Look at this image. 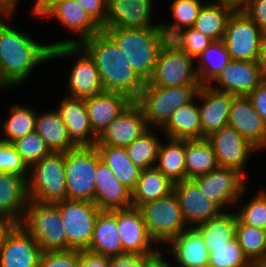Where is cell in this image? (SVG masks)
<instances>
[{
    "instance_id": "cell-1",
    "label": "cell",
    "mask_w": 266,
    "mask_h": 267,
    "mask_svg": "<svg viewBox=\"0 0 266 267\" xmlns=\"http://www.w3.org/2000/svg\"><path fill=\"white\" fill-rule=\"evenodd\" d=\"M94 60L104 91L118 92L136 101L145 82L133 70L122 50L104 32L79 44Z\"/></svg>"
},
{
    "instance_id": "cell-2",
    "label": "cell",
    "mask_w": 266,
    "mask_h": 267,
    "mask_svg": "<svg viewBox=\"0 0 266 267\" xmlns=\"http://www.w3.org/2000/svg\"><path fill=\"white\" fill-rule=\"evenodd\" d=\"M47 60H51L48 44L36 42L27 33L15 30L0 19L1 88L25 82L34 68Z\"/></svg>"
},
{
    "instance_id": "cell-3",
    "label": "cell",
    "mask_w": 266,
    "mask_h": 267,
    "mask_svg": "<svg viewBox=\"0 0 266 267\" xmlns=\"http://www.w3.org/2000/svg\"><path fill=\"white\" fill-rule=\"evenodd\" d=\"M102 31L117 44L133 70L147 83L154 73L159 51L168 40L161 27L102 28Z\"/></svg>"
},
{
    "instance_id": "cell-4",
    "label": "cell",
    "mask_w": 266,
    "mask_h": 267,
    "mask_svg": "<svg viewBox=\"0 0 266 267\" xmlns=\"http://www.w3.org/2000/svg\"><path fill=\"white\" fill-rule=\"evenodd\" d=\"M20 225L37 242L42 253L67 250L62 216L55 204L29 201Z\"/></svg>"
},
{
    "instance_id": "cell-5",
    "label": "cell",
    "mask_w": 266,
    "mask_h": 267,
    "mask_svg": "<svg viewBox=\"0 0 266 267\" xmlns=\"http://www.w3.org/2000/svg\"><path fill=\"white\" fill-rule=\"evenodd\" d=\"M29 201L56 204L66 200L64 153L51 152L29 169Z\"/></svg>"
},
{
    "instance_id": "cell-6",
    "label": "cell",
    "mask_w": 266,
    "mask_h": 267,
    "mask_svg": "<svg viewBox=\"0 0 266 267\" xmlns=\"http://www.w3.org/2000/svg\"><path fill=\"white\" fill-rule=\"evenodd\" d=\"M201 85L152 87L147 83L135 101L143 110L147 127H163L174 111L191 102Z\"/></svg>"
},
{
    "instance_id": "cell-7",
    "label": "cell",
    "mask_w": 266,
    "mask_h": 267,
    "mask_svg": "<svg viewBox=\"0 0 266 267\" xmlns=\"http://www.w3.org/2000/svg\"><path fill=\"white\" fill-rule=\"evenodd\" d=\"M99 161L95 146H78L64 153L67 200L94 202L95 172Z\"/></svg>"
},
{
    "instance_id": "cell-8",
    "label": "cell",
    "mask_w": 266,
    "mask_h": 267,
    "mask_svg": "<svg viewBox=\"0 0 266 267\" xmlns=\"http://www.w3.org/2000/svg\"><path fill=\"white\" fill-rule=\"evenodd\" d=\"M147 231L155 243L168 244L189 228L184 221L178 198L174 191L138 207Z\"/></svg>"
},
{
    "instance_id": "cell-9",
    "label": "cell",
    "mask_w": 266,
    "mask_h": 267,
    "mask_svg": "<svg viewBox=\"0 0 266 267\" xmlns=\"http://www.w3.org/2000/svg\"><path fill=\"white\" fill-rule=\"evenodd\" d=\"M194 61L186 52L167 40L159 51L154 73L147 84L152 87L201 85Z\"/></svg>"
},
{
    "instance_id": "cell-10",
    "label": "cell",
    "mask_w": 266,
    "mask_h": 267,
    "mask_svg": "<svg viewBox=\"0 0 266 267\" xmlns=\"http://www.w3.org/2000/svg\"><path fill=\"white\" fill-rule=\"evenodd\" d=\"M61 213L67 236V250L89 248L99 207L91 201L64 200L55 204Z\"/></svg>"
},
{
    "instance_id": "cell-11",
    "label": "cell",
    "mask_w": 266,
    "mask_h": 267,
    "mask_svg": "<svg viewBox=\"0 0 266 267\" xmlns=\"http://www.w3.org/2000/svg\"><path fill=\"white\" fill-rule=\"evenodd\" d=\"M76 54L79 58L69 74L68 97L86 99L104 92L94 60L80 45H62L51 49V59L69 58Z\"/></svg>"
},
{
    "instance_id": "cell-12",
    "label": "cell",
    "mask_w": 266,
    "mask_h": 267,
    "mask_svg": "<svg viewBox=\"0 0 266 267\" xmlns=\"http://www.w3.org/2000/svg\"><path fill=\"white\" fill-rule=\"evenodd\" d=\"M263 34L238 7L228 19L223 38L231 60L256 62Z\"/></svg>"
},
{
    "instance_id": "cell-13",
    "label": "cell",
    "mask_w": 266,
    "mask_h": 267,
    "mask_svg": "<svg viewBox=\"0 0 266 267\" xmlns=\"http://www.w3.org/2000/svg\"><path fill=\"white\" fill-rule=\"evenodd\" d=\"M207 199L222 210L240 201L246 191L245 177L232 168L217 167L213 171L192 179ZM224 208V209H223Z\"/></svg>"
},
{
    "instance_id": "cell-14",
    "label": "cell",
    "mask_w": 266,
    "mask_h": 267,
    "mask_svg": "<svg viewBox=\"0 0 266 267\" xmlns=\"http://www.w3.org/2000/svg\"><path fill=\"white\" fill-rule=\"evenodd\" d=\"M219 167L232 168L244 175V166L252 152L258 151L251 143L229 125L207 137Z\"/></svg>"
},
{
    "instance_id": "cell-15",
    "label": "cell",
    "mask_w": 266,
    "mask_h": 267,
    "mask_svg": "<svg viewBox=\"0 0 266 267\" xmlns=\"http://www.w3.org/2000/svg\"><path fill=\"white\" fill-rule=\"evenodd\" d=\"M173 191L178 198L182 216L188 227H195L224 212L217 204L202 194L192 179L174 183Z\"/></svg>"
},
{
    "instance_id": "cell-16",
    "label": "cell",
    "mask_w": 266,
    "mask_h": 267,
    "mask_svg": "<svg viewBox=\"0 0 266 267\" xmlns=\"http://www.w3.org/2000/svg\"><path fill=\"white\" fill-rule=\"evenodd\" d=\"M45 18H55L70 32L79 36L78 41L67 39L49 44L53 49L62 45H79L102 31V28L81 8L75 0H65L54 7Z\"/></svg>"
},
{
    "instance_id": "cell-17",
    "label": "cell",
    "mask_w": 266,
    "mask_h": 267,
    "mask_svg": "<svg viewBox=\"0 0 266 267\" xmlns=\"http://www.w3.org/2000/svg\"><path fill=\"white\" fill-rule=\"evenodd\" d=\"M148 129L142 108L133 101L103 130L95 145L126 147Z\"/></svg>"
},
{
    "instance_id": "cell-18",
    "label": "cell",
    "mask_w": 266,
    "mask_h": 267,
    "mask_svg": "<svg viewBox=\"0 0 266 267\" xmlns=\"http://www.w3.org/2000/svg\"><path fill=\"white\" fill-rule=\"evenodd\" d=\"M265 79L257 62L231 60L209 85L236 96H247ZM213 82L218 83L219 87L213 85Z\"/></svg>"
},
{
    "instance_id": "cell-19",
    "label": "cell",
    "mask_w": 266,
    "mask_h": 267,
    "mask_svg": "<svg viewBox=\"0 0 266 267\" xmlns=\"http://www.w3.org/2000/svg\"><path fill=\"white\" fill-rule=\"evenodd\" d=\"M235 96L213 89L210 85H201L196 97L199 102L202 101L198 108L203 138L209 137L227 125L231 103Z\"/></svg>"
},
{
    "instance_id": "cell-20",
    "label": "cell",
    "mask_w": 266,
    "mask_h": 267,
    "mask_svg": "<svg viewBox=\"0 0 266 267\" xmlns=\"http://www.w3.org/2000/svg\"><path fill=\"white\" fill-rule=\"evenodd\" d=\"M117 227L123 253L152 255L158 251L159 248H151L155 241L149 235L138 208L117 210Z\"/></svg>"
},
{
    "instance_id": "cell-21",
    "label": "cell",
    "mask_w": 266,
    "mask_h": 267,
    "mask_svg": "<svg viewBox=\"0 0 266 267\" xmlns=\"http://www.w3.org/2000/svg\"><path fill=\"white\" fill-rule=\"evenodd\" d=\"M227 125L234 128L257 150L266 148V123L247 96H235Z\"/></svg>"
},
{
    "instance_id": "cell-22",
    "label": "cell",
    "mask_w": 266,
    "mask_h": 267,
    "mask_svg": "<svg viewBox=\"0 0 266 267\" xmlns=\"http://www.w3.org/2000/svg\"><path fill=\"white\" fill-rule=\"evenodd\" d=\"M41 254L37 242L17 224L0 248V267H39Z\"/></svg>"
},
{
    "instance_id": "cell-23",
    "label": "cell",
    "mask_w": 266,
    "mask_h": 267,
    "mask_svg": "<svg viewBox=\"0 0 266 267\" xmlns=\"http://www.w3.org/2000/svg\"><path fill=\"white\" fill-rule=\"evenodd\" d=\"M153 0H108L107 19L102 28L142 29L152 25Z\"/></svg>"
},
{
    "instance_id": "cell-24",
    "label": "cell",
    "mask_w": 266,
    "mask_h": 267,
    "mask_svg": "<svg viewBox=\"0 0 266 267\" xmlns=\"http://www.w3.org/2000/svg\"><path fill=\"white\" fill-rule=\"evenodd\" d=\"M94 203L101 211H113L133 207L131 191L124 186L110 168L101 160L95 172Z\"/></svg>"
},
{
    "instance_id": "cell-25",
    "label": "cell",
    "mask_w": 266,
    "mask_h": 267,
    "mask_svg": "<svg viewBox=\"0 0 266 267\" xmlns=\"http://www.w3.org/2000/svg\"><path fill=\"white\" fill-rule=\"evenodd\" d=\"M57 112L64 122L72 142L78 146H94L98 136L93 132L85 99L64 97Z\"/></svg>"
},
{
    "instance_id": "cell-26",
    "label": "cell",
    "mask_w": 266,
    "mask_h": 267,
    "mask_svg": "<svg viewBox=\"0 0 266 267\" xmlns=\"http://www.w3.org/2000/svg\"><path fill=\"white\" fill-rule=\"evenodd\" d=\"M128 96L118 92L104 91L85 99L90 126L99 136L131 103Z\"/></svg>"
},
{
    "instance_id": "cell-27",
    "label": "cell",
    "mask_w": 266,
    "mask_h": 267,
    "mask_svg": "<svg viewBox=\"0 0 266 267\" xmlns=\"http://www.w3.org/2000/svg\"><path fill=\"white\" fill-rule=\"evenodd\" d=\"M28 202L27 179L0 172V214L20 224Z\"/></svg>"
},
{
    "instance_id": "cell-28",
    "label": "cell",
    "mask_w": 266,
    "mask_h": 267,
    "mask_svg": "<svg viewBox=\"0 0 266 267\" xmlns=\"http://www.w3.org/2000/svg\"><path fill=\"white\" fill-rule=\"evenodd\" d=\"M206 3L200 9L193 28L213 41H221L228 19L239 5L229 0H207Z\"/></svg>"
},
{
    "instance_id": "cell-29",
    "label": "cell",
    "mask_w": 266,
    "mask_h": 267,
    "mask_svg": "<svg viewBox=\"0 0 266 267\" xmlns=\"http://www.w3.org/2000/svg\"><path fill=\"white\" fill-rule=\"evenodd\" d=\"M178 267H202L209 263V252L194 227L184 230L168 243Z\"/></svg>"
},
{
    "instance_id": "cell-30",
    "label": "cell",
    "mask_w": 266,
    "mask_h": 267,
    "mask_svg": "<svg viewBox=\"0 0 266 267\" xmlns=\"http://www.w3.org/2000/svg\"><path fill=\"white\" fill-rule=\"evenodd\" d=\"M87 250L108 257L123 254L117 227V210L99 212Z\"/></svg>"
},
{
    "instance_id": "cell-31",
    "label": "cell",
    "mask_w": 266,
    "mask_h": 267,
    "mask_svg": "<svg viewBox=\"0 0 266 267\" xmlns=\"http://www.w3.org/2000/svg\"><path fill=\"white\" fill-rule=\"evenodd\" d=\"M179 107L173 112L162 130L167 138L202 139L203 131L200 122L199 108L195 100Z\"/></svg>"
},
{
    "instance_id": "cell-32",
    "label": "cell",
    "mask_w": 266,
    "mask_h": 267,
    "mask_svg": "<svg viewBox=\"0 0 266 267\" xmlns=\"http://www.w3.org/2000/svg\"><path fill=\"white\" fill-rule=\"evenodd\" d=\"M37 113L35 131L45 141L51 152H69L77 146L70 139L67 128L57 110Z\"/></svg>"
},
{
    "instance_id": "cell-33",
    "label": "cell",
    "mask_w": 266,
    "mask_h": 267,
    "mask_svg": "<svg viewBox=\"0 0 266 267\" xmlns=\"http://www.w3.org/2000/svg\"><path fill=\"white\" fill-rule=\"evenodd\" d=\"M174 183L155 167L141 170L136 186L131 191L133 207L165 197L173 192Z\"/></svg>"
},
{
    "instance_id": "cell-34",
    "label": "cell",
    "mask_w": 266,
    "mask_h": 267,
    "mask_svg": "<svg viewBox=\"0 0 266 267\" xmlns=\"http://www.w3.org/2000/svg\"><path fill=\"white\" fill-rule=\"evenodd\" d=\"M100 160L107 165L116 178L130 191L134 189L139 179V169L129 158L125 147L94 145Z\"/></svg>"
},
{
    "instance_id": "cell-35",
    "label": "cell",
    "mask_w": 266,
    "mask_h": 267,
    "mask_svg": "<svg viewBox=\"0 0 266 267\" xmlns=\"http://www.w3.org/2000/svg\"><path fill=\"white\" fill-rule=\"evenodd\" d=\"M218 162L207 138L185 139L186 179H193L216 169Z\"/></svg>"
},
{
    "instance_id": "cell-36",
    "label": "cell",
    "mask_w": 266,
    "mask_h": 267,
    "mask_svg": "<svg viewBox=\"0 0 266 267\" xmlns=\"http://www.w3.org/2000/svg\"><path fill=\"white\" fill-rule=\"evenodd\" d=\"M167 139L168 143L159 145L155 168L173 183L186 180L185 139Z\"/></svg>"
},
{
    "instance_id": "cell-37",
    "label": "cell",
    "mask_w": 266,
    "mask_h": 267,
    "mask_svg": "<svg viewBox=\"0 0 266 267\" xmlns=\"http://www.w3.org/2000/svg\"><path fill=\"white\" fill-rule=\"evenodd\" d=\"M236 213H221L219 216L200 223L194 228L201 235L206 247L226 246L235 239Z\"/></svg>"
},
{
    "instance_id": "cell-38",
    "label": "cell",
    "mask_w": 266,
    "mask_h": 267,
    "mask_svg": "<svg viewBox=\"0 0 266 267\" xmlns=\"http://www.w3.org/2000/svg\"><path fill=\"white\" fill-rule=\"evenodd\" d=\"M199 64L195 66L198 81L201 85H209L215 77L231 61L226 44L223 40L214 41L195 59Z\"/></svg>"
},
{
    "instance_id": "cell-39",
    "label": "cell",
    "mask_w": 266,
    "mask_h": 267,
    "mask_svg": "<svg viewBox=\"0 0 266 267\" xmlns=\"http://www.w3.org/2000/svg\"><path fill=\"white\" fill-rule=\"evenodd\" d=\"M235 239L251 263L266 260L265 230L243 224L237 218Z\"/></svg>"
},
{
    "instance_id": "cell-40",
    "label": "cell",
    "mask_w": 266,
    "mask_h": 267,
    "mask_svg": "<svg viewBox=\"0 0 266 267\" xmlns=\"http://www.w3.org/2000/svg\"><path fill=\"white\" fill-rule=\"evenodd\" d=\"M33 110L26 106L13 104L9 110L10 116L2 126L5 138H1L0 141L11 144L13 141L34 132L37 113Z\"/></svg>"
},
{
    "instance_id": "cell-41",
    "label": "cell",
    "mask_w": 266,
    "mask_h": 267,
    "mask_svg": "<svg viewBox=\"0 0 266 267\" xmlns=\"http://www.w3.org/2000/svg\"><path fill=\"white\" fill-rule=\"evenodd\" d=\"M161 140L149 128L125 148L130 160L141 170L155 167Z\"/></svg>"
},
{
    "instance_id": "cell-42",
    "label": "cell",
    "mask_w": 266,
    "mask_h": 267,
    "mask_svg": "<svg viewBox=\"0 0 266 267\" xmlns=\"http://www.w3.org/2000/svg\"><path fill=\"white\" fill-rule=\"evenodd\" d=\"M204 1L201 0H174L171 5L173 22L160 23L161 29L164 31L169 40L175 33L180 30L193 27L199 11Z\"/></svg>"
},
{
    "instance_id": "cell-43",
    "label": "cell",
    "mask_w": 266,
    "mask_h": 267,
    "mask_svg": "<svg viewBox=\"0 0 266 267\" xmlns=\"http://www.w3.org/2000/svg\"><path fill=\"white\" fill-rule=\"evenodd\" d=\"M206 248L209 252V263L215 267H251L252 265L236 239L227 242L226 246Z\"/></svg>"
},
{
    "instance_id": "cell-44",
    "label": "cell",
    "mask_w": 266,
    "mask_h": 267,
    "mask_svg": "<svg viewBox=\"0 0 266 267\" xmlns=\"http://www.w3.org/2000/svg\"><path fill=\"white\" fill-rule=\"evenodd\" d=\"M11 144L29 169L51 153L45 141L36 131L13 141Z\"/></svg>"
},
{
    "instance_id": "cell-45",
    "label": "cell",
    "mask_w": 266,
    "mask_h": 267,
    "mask_svg": "<svg viewBox=\"0 0 266 267\" xmlns=\"http://www.w3.org/2000/svg\"><path fill=\"white\" fill-rule=\"evenodd\" d=\"M169 41L193 59H196L206 47L214 42L193 27L178 31Z\"/></svg>"
},
{
    "instance_id": "cell-46",
    "label": "cell",
    "mask_w": 266,
    "mask_h": 267,
    "mask_svg": "<svg viewBox=\"0 0 266 267\" xmlns=\"http://www.w3.org/2000/svg\"><path fill=\"white\" fill-rule=\"evenodd\" d=\"M240 208L236 215L243 224L259 229L266 228V190H260L251 201Z\"/></svg>"
},
{
    "instance_id": "cell-47",
    "label": "cell",
    "mask_w": 266,
    "mask_h": 267,
    "mask_svg": "<svg viewBox=\"0 0 266 267\" xmlns=\"http://www.w3.org/2000/svg\"><path fill=\"white\" fill-rule=\"evenodd\" d=\"M0 172L29 178V168L10 143L0 141Z\"/></svg>"
},
{
    "instance_id": "cell-48",
    "label": "cell",
    "mask_w": 266,
    "mask_h": 267,
    "mask_svg": "<svg viewBox=\"0 0 266 267\" xmlns=\"http://www.w3.org/2000/svg\"><path fill=\"white\" fill-rule=\"evenodd\" d=\"M79 261L77 250L44 252L41 254L39 267H79Z\"/></svg>"
},
{
    "instance_id": "cell-49",
    "label": "cell",
    "mask_w": 266,
    "mask_h": 267,
    "mask_svg": "<svg viewBox=\"0 0 266 267\" xmlns=\"http://www.w3.org/2000/svg\"><path fill=\"white\" fill-rule=\"evenodd\" d=\"M239 8L263 31L266 32V0H243Z\"/></svg>"
},
{
    "instance_id": "cell-50",
    "label": "cell",
    "mask_w": 266,
    "mask_h": 267,
    "mask_svg": "<svg viewBox=\"0 0 266 267\" xmlns=\"http://www.w3.org/2000/svg\"><path fill=\"white\" fill-rule=\"evenodd\" d=\"M102 28L107 19L108 0H75Z\"/></svg>"
},
{
    "instance_id": "cell-51",
    "label": "cell",
    "mask_w": 266,
    "mask_h": 267,
    "mask_svg": "<svg viewBox=\"0 0 266 267\" xmlns=\"http://www.w3.org/2000/svg\"><path fill=\"white\" fill-rule=\"evenodd\" d=\"M149 255L123 253L109 257V267H145Z\"/></svg>"
},
{
    "instance_id": "cell-52",
    "label": "cell",
    "mask_w": 266,
    "mask_h": 267,
    "mask_svg": "<svg viewBox=\"0 0 266 267\" xmlns=\"http://www.w3.org/2000/svg\"><path fill=\"white\" fill-rule=\"evenodd\" d=\"M247 97L266 123V79L250 92Z\"/></svg>"
},
{
    "instance_id": "cell-53",
    "label": "cell",
    "mask_w": 266,
    "mask_h": 267,
    "mask_svg": "<svg viewBox=\"0 0 266 267\" xmlns=\"http://www.w3.org/2000/svg\"><path fill=\"white\" fill-rule=\"evenodd\" d=\"M79 267H109V257L89 250L79 251Z\"/></svg>"
},
{
    "instance_id": "cell-54",
    "label": "cell",
    "mask_w": 266,
    "mask_h": 267,
    "mask_svg": "<svg viewBox=\"0 0 266 267\" xmlns=\"http://www.w3.org/2000/svg\"><path fill=\"white\" fill-rule=\"evenodd\" d=\"M65 0H36L31 11L36 17H45L54 7Z\"/></svg>"
},
{
    "instance_id": "cell-55",
    "label": "cell",
    "mask_w": 266,
    "mask_h": 267,
    "mask_svg": "<svg viewBox=\"0 0 266 267\" xmlns=\"http://www.w3.org/2000/svg\"><path fill=\"white\" fill-rule=\"evenodd\" d=\"M17 223L0 214V248L4 244L6 237Z\"/></svg>"
},
{
    "instance_id": "cell-56",
    "label": "cell",
    "mask_w": 266,
    "mask_h": 267,
    "mask_svg": "<svg viewBox=\"0 0 266 267\" xmlns=\"http://www.w3.org/2000/svg\"><path fill=\"white\" fill-rule=\"evenodd\" d=\"M145 267H173V266H171V264H169L165 260L161 251L158 250L156 253L148 256Z\"/></svg>"
},
{
    "instance_id": "cell-57",
    "label": "cell",
    "mask_w": 266,
    "mask_h": 267,
    "mask_svg": "<svg viewBox=\"0 0 266 267\" xmlns=\"http://www.w3.org/2000/svg\"><path fill=\"white\" fill-rule=\"evenodd\" d=\"M256 62L263 76L266 78V32L262 36L258 58Z\"/></svg>"
},
{
    "instance_id": "cell-58",
    "label": "cell",
    "mask_w": 266,
    "mask_h": 267,
    "mask_svg": "<svg viewBox=\"0 0 266 267\" xmlns=\"http://www.w3.org/2000/svg\"><path fill=\"white\" fill-rule=\"evenodd\" d=\"M18 0H0V16L8 19L13 14Z\"/></svg>"
},
{
    "instance_id": "cell-59",
    "label": "cell",
    "mask_w": 266,
    "mask_h": 267,
    "mask_svg": "<svg viewBox=\"0 0 266 267\" xmlns=\"http://www.w3.org/2000/svg\"><path fill=\"white\" fill-rule=\"evenodd\" d=\"M251 267H266V265L261 262V263H252Z\"/></svg>"
},
{
    "instance_id": "cell-60",
    "label": "cell",
    "mask_w": 266,
    "mask_h": 267,
    "mask_svg": "<svg viewBox=\"0 0 266 267\" xmlns=\"http://www.w3.org/2000/svg\"><path fill=\"white\" fill-rule=\"evenodd\" d=\"M229 1H233L239 5L243 0H229Z\"/></svg>"
},
{
    "instance_id": "cell-61",
    "label": "cell",
    "mask_w": 266,
    "mask_h": 267,
    "mask_svg": "<svg viewBox=\"0 0 266 267\" xmlns=\"http://www.w3.org/2000/svg\"><path fill=\"white\" fill-rule=\"evenodd\" d=\"M202 267H215V266H213V265H211L210 263H208V264H206V265H204V266H202Z\"/></svg>"
}]
</instances>
